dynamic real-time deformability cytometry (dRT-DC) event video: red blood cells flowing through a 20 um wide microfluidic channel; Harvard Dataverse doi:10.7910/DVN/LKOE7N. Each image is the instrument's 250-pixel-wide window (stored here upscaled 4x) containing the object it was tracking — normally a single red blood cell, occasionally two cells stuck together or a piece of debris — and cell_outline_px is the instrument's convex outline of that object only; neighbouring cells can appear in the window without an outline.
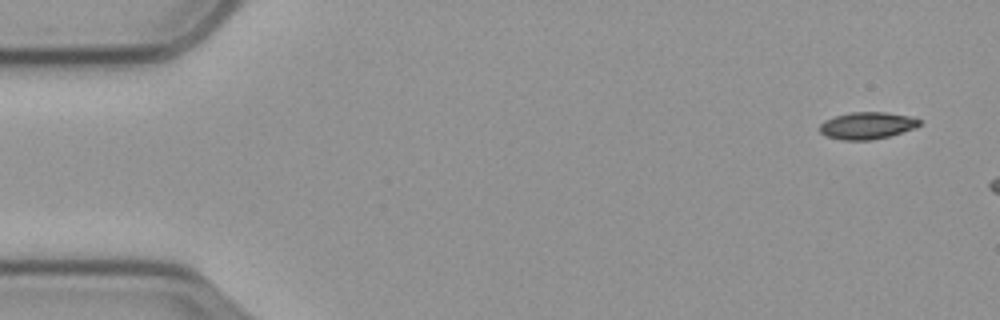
{"species": "common noctule bat (a hibernating species)", "species_latin": "Nyctalus noctula", "temperature_condition": "cold", "stored_images_in_passage": 7, "camera_frame_rate_fps": 3000, "um_per_image_px": 0.085, "animal": {"sex": "male", "body_mass_g": 23.1, "forearm_length_mm": 52.7}, "frame": {"image": 1, "passage_image": 1, "time_ms": 0.0, "image_size_px": [1000, 320], "cell_outline_px": [[920, 124], [916, 128], [888, 136], [872, 140], [844, 140], [824, 136], [820, 132], [820, 124], [824, 120], [836, 116], [852, 112], [884, 112], [908, 116], [920, 120]], "centroid_in_image_um": [73.68, 10.68], "position_along_channel_um": 11.3, "area_um2": 15.61}}